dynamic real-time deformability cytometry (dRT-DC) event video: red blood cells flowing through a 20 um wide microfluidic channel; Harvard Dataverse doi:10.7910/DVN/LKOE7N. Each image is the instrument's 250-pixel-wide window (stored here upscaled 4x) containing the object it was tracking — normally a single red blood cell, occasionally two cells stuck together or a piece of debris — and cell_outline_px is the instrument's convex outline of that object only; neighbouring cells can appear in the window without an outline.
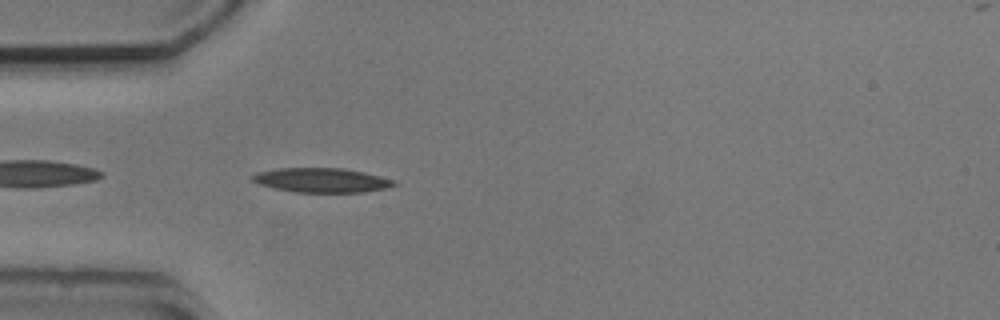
{"species": "common noctule bat (a hibernating species)", "species_latin": "Nyctalus noctula", "temperature_condition": "cold", "stored_images_in_passage": 5, "camera_frame_rate_fps": 3000, "um_per_image_px": 0.085, "animal": {"sex": "male", "body_mass_g": 20.5, "forearm_length_mm": 52.5}, "frame": {"image": 1, "passage_image": 5, "time_ms": 4.667, "image_size_px": [1000, 320], "cell_outline_px": [[400, 184], [388, 188], [364, 192], [296, 192], [276, 188], [260, 184], [252, 180], [248, 176], [256, 172], [280, 168], [344, 168], [364, 172], [396, 180]], "centroid_in_image_um": [27.38, 15.31], "position_along_channel_um": 57.6, "area_um2": 20.29}}